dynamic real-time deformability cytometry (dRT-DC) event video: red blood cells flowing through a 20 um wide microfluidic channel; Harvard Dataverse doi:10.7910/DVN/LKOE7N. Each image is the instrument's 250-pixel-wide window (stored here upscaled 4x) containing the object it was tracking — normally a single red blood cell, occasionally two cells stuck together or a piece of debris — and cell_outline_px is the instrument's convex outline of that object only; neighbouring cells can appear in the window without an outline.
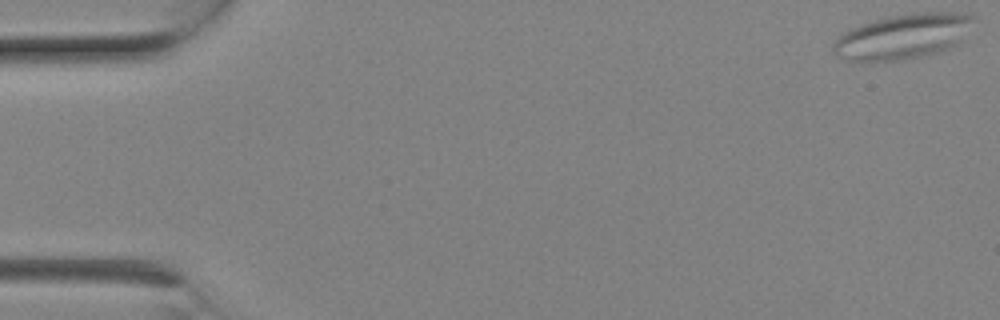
{"species": "Egyptian fruit bat (a non-hibernating species)", "species_latin": "Rousettus aegyptiacus", "temperature_condition": "room temperature", "stored_images_in_passage": 8, "camera_frame_rate_fps": 3000, "um_per_image_px": 0.085, "animal": {"sex": "female"}, "frame": {"image": 1, "passage_image": 1, "time_ms": 0.0, "image_size_px": [1000, 320], "cell_outline_px": [[972, 16], [960, 40], [956, 44], [948, 48], [936, 52], [904, 60], [848, 60], [832, 52], [832, 44], [844, 32], [860, 24], [888, 16], [912, 12], [968, 12]], "centroid_in_image_um": [76.69, 3.08], "position_along_channel_um": 8.3, "area_um2": 36.07}}
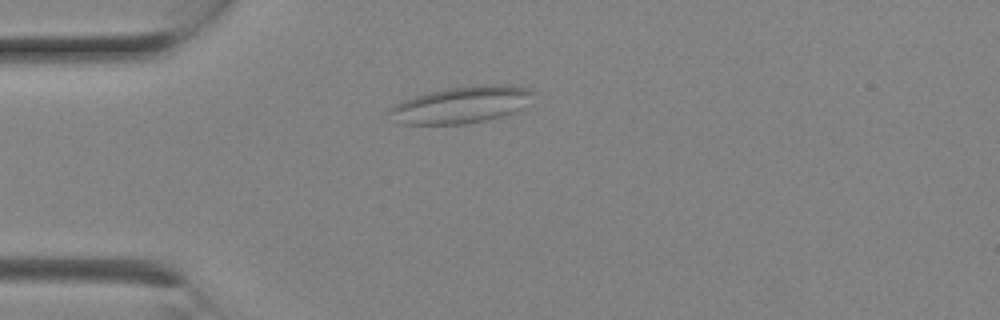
{"frame": {"image": 2, "passage_image": 6, "time_ms": 1.667, "image_size_px": [1000, 320], "cell_outline_px": [[536, 92], [524, 108], [516, 112], [488, 120], [464, 124], [404, 124], [388, 112], [388, 108], [392, 104], [428, 92], [444, 88], [476, 84], [508, 84], [528, 88]], "centroid_in_image_um": [39.29, 8.88], "position_along_channel_um": 45.7, "area_um2": 31.15}}